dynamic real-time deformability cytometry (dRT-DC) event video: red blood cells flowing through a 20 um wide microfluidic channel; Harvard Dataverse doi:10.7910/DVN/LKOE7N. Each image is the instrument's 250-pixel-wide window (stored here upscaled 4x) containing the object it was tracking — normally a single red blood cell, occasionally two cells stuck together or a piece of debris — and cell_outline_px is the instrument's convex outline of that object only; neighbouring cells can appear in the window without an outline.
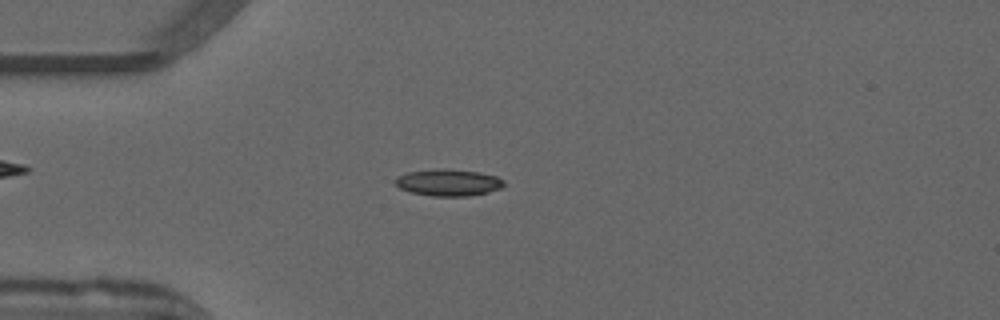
{"species": "common noctule bat (a hibernating species)", "species_latin": "Nyctalus noctula", "temperature_condition": "warm", "stored_images_in_passage": 29, "camera_frame_rate_fps": 3000, "um_per_image_px": 0.085, "animal": {"sex": "male", "forearm_length_mm": 52.5}, "frame": {"image": 1, "passage_image": 13, "time_ms": 4.0, "image_size_px": [1000, 320], "cell_outline_px": [[504, 184], [500, 188], [488, 192], [468, 196], [432, 196], [412, 192], [400, 188], [392, 180], [396, 176], [408, 172], [440, 168], [444, 168], [480, 172], [496, 176], [504, 180]], "centroid_in_image_um": [38.09, 15.5], "position_along_channel_um": 46.9, "area_um2": 16.99}}
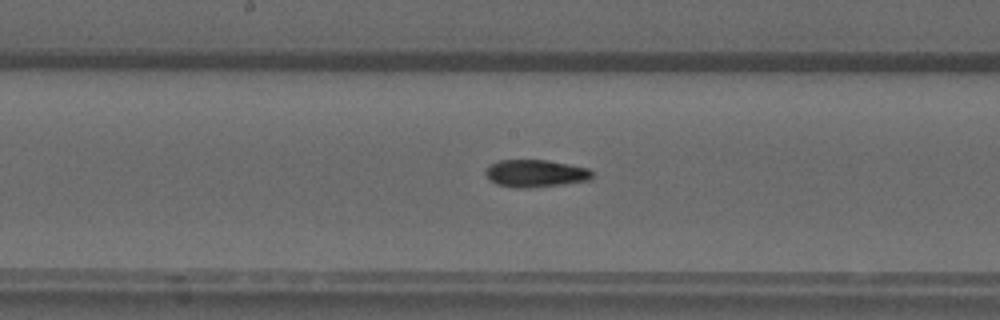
{"frame": {"image": 2, "passage_image": 26, "time_ms": 8.333, "image_size_px": [1000, 320], "cell_outline_px": [[592, 180], [564, 184], [532, 188], [512, 188], [496, 184], [484, 172], [484, 168], [488, 164], [500, 160], [544, 160], [568, 164], [588, 168], [592, 172]], "centroid_in_image_um": [45.49, 14.75], "position_along_channel_um": 202.7, "area_um2": 17.22}}
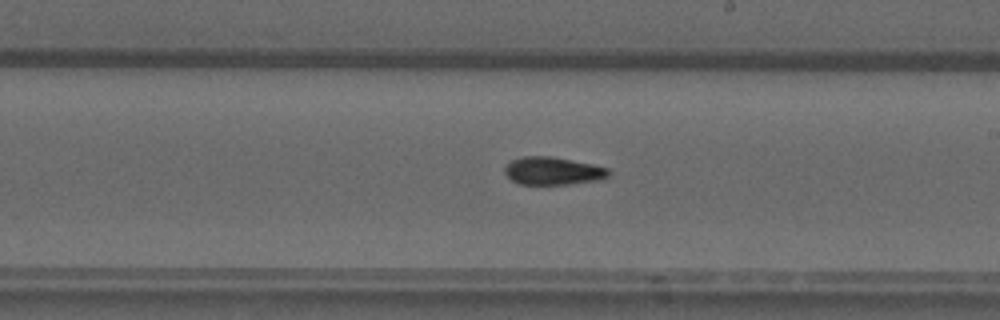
{"frame": {"image": 3, "passage_image": 29, "time_ms": 9.333, "image_size_px": [1000, 320], "cell_outline_px": [[612, 172], [604, 180], [568, 184], [520, 184], [512, 180], [504, 172], [504, 168], [512, 160], [524, 156], [552, 156], [592, 164], [608, 168]], "centroid_in_image_um": [47.05, 14.53], "position_along_channel_um": 242.0, "area_um2": 16.94}}